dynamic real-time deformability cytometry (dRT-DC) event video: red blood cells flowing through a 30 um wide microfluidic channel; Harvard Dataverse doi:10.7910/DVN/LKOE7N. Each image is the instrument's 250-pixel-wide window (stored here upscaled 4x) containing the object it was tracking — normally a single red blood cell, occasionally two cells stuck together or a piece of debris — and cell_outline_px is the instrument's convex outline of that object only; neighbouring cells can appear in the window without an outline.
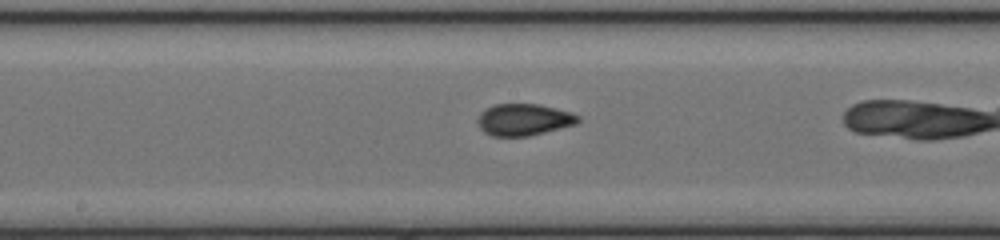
{"species": "common noctule bat (a hibernating species)", "species_latin": "Nyctalus noctula", "temperature_condition": "cold", "stored_images_in_passage": 38, "camera_frame_rate_fps": 3000, "um_per_image_px": 0.085, "animal": {"sex": "female", "body_mass_g": 17.0, "forearm_length_mm": 48.0}, "frame": {"image": 1, "passage_image": 24, "time_ms": 7.667, "image_size_px": [1000, 240], "cell_outline_px": [[580, 120], [576, 124], [528, 136], [492, 136], [484, 132], [480, 128], [476, 120], [480, 112], [496, 104], [540, 104], [572, 112], [580, 116]], "centroid_in_image_um": [44.52, 10.16], "position_along_channel_um": 203.7, "area_um2": 18.61}}
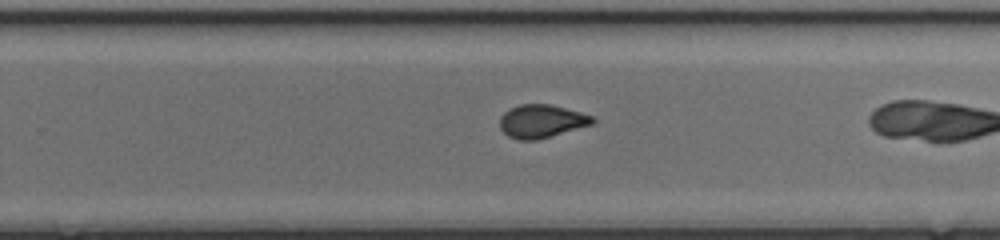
{"frame": {"image": 2, "passage_image": 30, "time_ms": 9.667, "image_size_px": [1000, 240], "cell_outline_px": [[596, 120], [592, 124], [536, 140], [520, 140], [508, 136], [500, 128], [500, 116], [508, 108], [520, 104], [548, 104], [580, 112], [592, 116]], "centroid_in_image_um": [45.99, 10.29], "position_along_channel_um": 283.8, "area_um2": 17.74}}
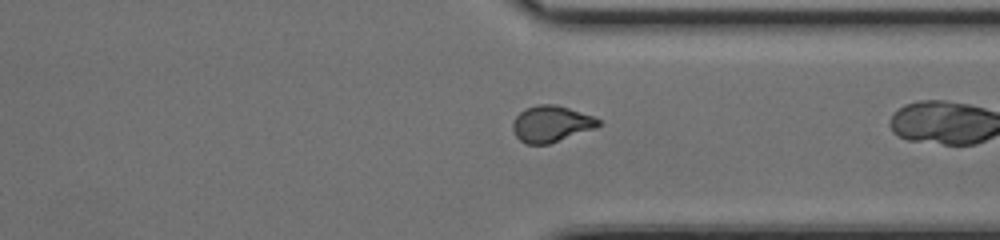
{"frame": {"image": 3, "passage_image": 36, "time_ms": 11.667, "image_size_px": [1000, 240], "cell_outline_px": [[600, 124], [596, 128], [548, 144], [524, 144], [516, 136], [512, 128], [512, 124], [516, 116], [524, 108], [540, 104], [556, 104], [592, 116], [600, 120]], "centroid_in_image_um": [46.82, 10.53], "position_along_channel_um": 364.6, "area_um2": 18.03}}